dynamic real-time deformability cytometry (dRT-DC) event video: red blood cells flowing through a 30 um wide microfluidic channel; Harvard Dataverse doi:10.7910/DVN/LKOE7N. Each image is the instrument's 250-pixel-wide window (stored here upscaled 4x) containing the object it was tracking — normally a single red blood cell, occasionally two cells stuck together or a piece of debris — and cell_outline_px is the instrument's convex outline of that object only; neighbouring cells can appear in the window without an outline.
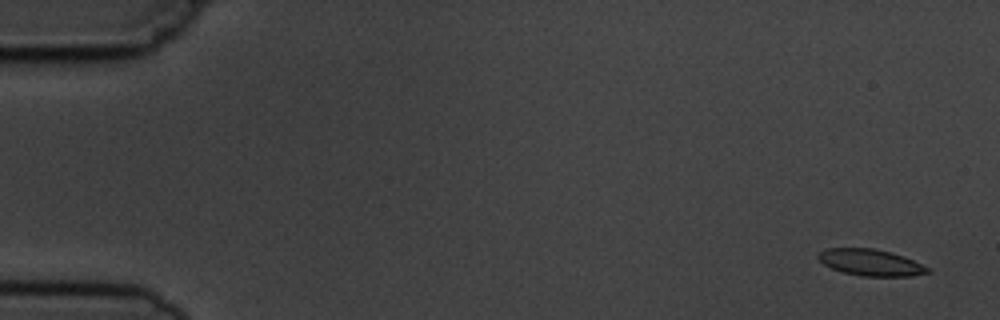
{"species": "common noctule bat (a hibernating species)", "species_latin": "Nyctalus noctula", "temperature_condition": "cold", "stored_images_in_passage": 5, "camera_frame_rate_fps": 3000, "um_per_image_px": 0.085, "animal": {"sex": "male", "body_mass_g": 19.5, "forearm_length_mm": 54.6}, "frame": {"image": 1, "passage_image": 1, "time_ms": 0.0, "image_size_px": [1000, 320], "cell_outline_px": [[932, 272], [912, 276], [860, 276], [844, 272], [832, 268], [824, 264], [816, 256], [820, 252], [828, 248], [872, 248], [892, 252], [904, 256], [932, 268]], "centroid_in_image_um": [74.07, 22.31], "position_along_channel_um": 10.9, "area_um2": 16.99}}
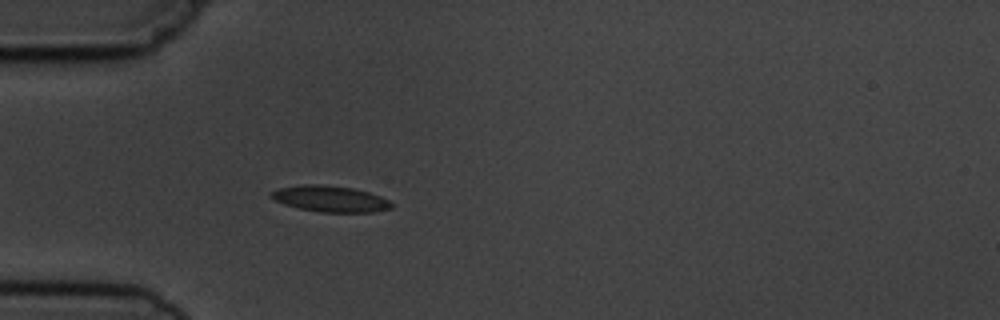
{"frame": {"image": 2, "passage_image": 5, "time_ms": 4.667, "image_size_px": [1000, 320], "cell_outline_px": [[392, 208], [372, 212], [320, 212], [300, 208], [284, 204], [268, 196], [268, 192], [280, 188], [300, 184], [320, 184], [352, 188], [368, 192], [380, 196], [388, 200], [392, 204]], "centroid_in_image_um": [28.03, 16.89], "position_along_channel_um": 57.0, "area_um2": 18.26}}